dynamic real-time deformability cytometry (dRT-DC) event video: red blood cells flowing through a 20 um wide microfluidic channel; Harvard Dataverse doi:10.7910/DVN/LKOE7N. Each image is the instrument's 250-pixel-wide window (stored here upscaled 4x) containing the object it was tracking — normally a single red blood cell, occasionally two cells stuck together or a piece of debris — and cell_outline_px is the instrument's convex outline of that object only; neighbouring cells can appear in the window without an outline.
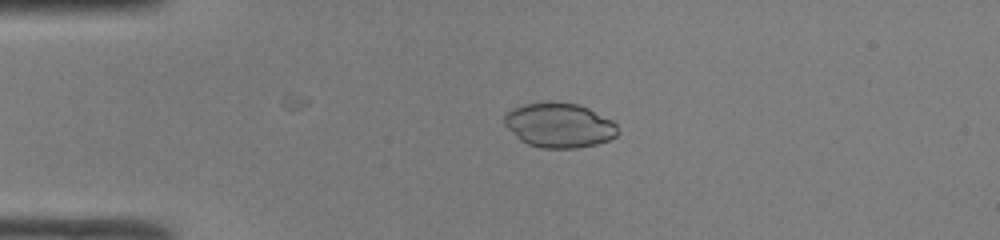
{"species": "common noctule bat (a hibernating species)", "species_latin": "Nyctalus noctula", "temperature_condition": "room temperature", "stored_images_in_passage": 30, "camera_frame_rate_fps": 3000, "um_per_image_px": 0.085, "animal": {"sex": "male", "body_mass_g": 19.0, "forearm_length_mm": 50.8}, "frame": {"image": 1, "passage_image": 3, "time_ms": 0.667, "image_size_px": [1000, 240], "cell_outline_px": [[620, 132], [616, 136], [608, 140], [596, 144], [576, 148], [544, 148], [528, 144], [520, 140], [504, 124], [504, 112], [520, 104], [548, 100], [576, 104], [588, 108], [612, 120], [616, 124]], "centroid_in_image_um": [47.51, 10.62], "position_along_channel_um": 37.5, "area_um2": 29.88}}
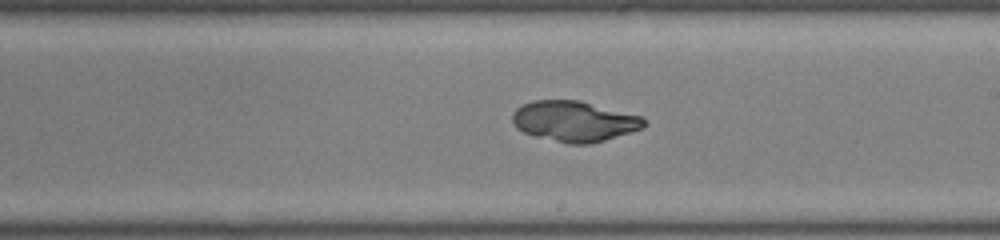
{"frame": {"image": 2, "passage_image": 20, "time_ms": 6.333, "image_size_px": [1000, 240], "cell_outline_px": [[644, 128], [632, 132], [592, 144], [568, 144], [536, 136], [524, 132], [516, 128], [512, 120], [512, 116], [516, 108], [524, 104], [536, 100], [580, 100], [644, 116]], "centroid_in_image_um": [48.85, 10.31], "position_along_channel_um": 240.1, "area_um2": 31.27}}
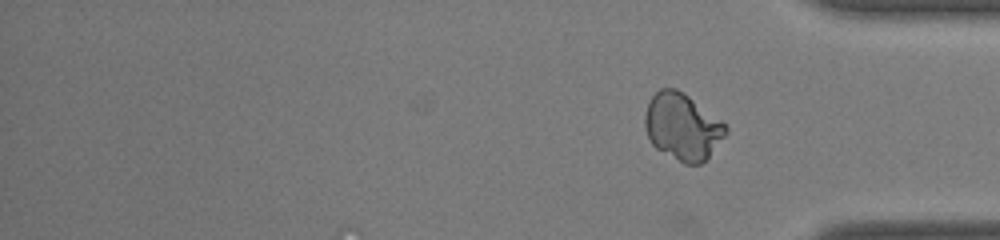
{"frame": {"image": 3, "passage_image": 30, "time_ms": 9.667, "image_size_px": [1000, 240], "cell_outline_px": [[728, 132], [708, 156], [700, 164], [684, 164], [656, 148], [652, 144], [648, 136], [644, 124], [644, 116], [648, 104], [652, 96], [660, 88], [676, 88], [688, 96], [720, 120], [728, 128]], "centroid_in_image_um": [57.98, 10.77], "position_along_channel_um": 377.2, "area_um2": 30.92}}